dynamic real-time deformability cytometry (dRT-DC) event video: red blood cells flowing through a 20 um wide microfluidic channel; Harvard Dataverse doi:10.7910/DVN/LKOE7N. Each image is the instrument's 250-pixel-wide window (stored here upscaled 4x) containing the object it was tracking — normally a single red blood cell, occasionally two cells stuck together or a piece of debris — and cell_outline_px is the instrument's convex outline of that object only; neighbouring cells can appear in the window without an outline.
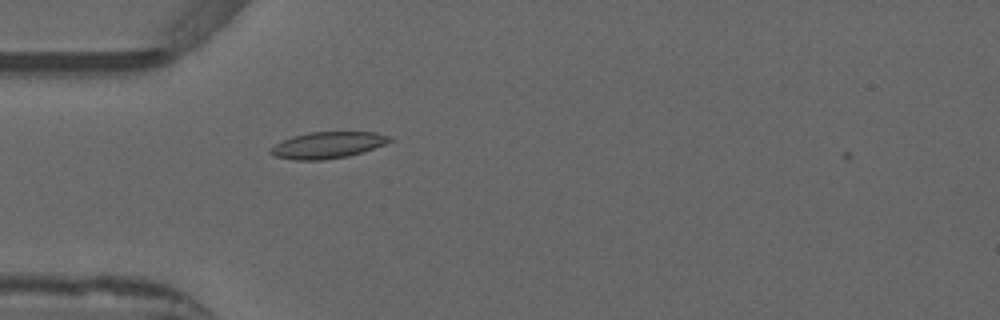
{"species": "common noctule bat (a hibernating species)", "species_latin": "Nyctalus noctula", "temperature_condition": "warm", "stored_images_in_passage": 2, "camera_frame_rate_fps": 3000, "um_per_image_px": 0.085, "animal": {"sex": "male", "forearm_length_mm": 52.5}, "frame": {"image": 1, "passage_image": 1, "time_ms": 0.0, "image_size_px": [1000, 320], "cell_outline_px": [[392, 140], [384, 144], [348, 156], [320, 160], [296, 160], [276, 156], [268, 152], [276, 144], [292, 136], [308, 132], [376, 132], [392, 136]], "centroid_in_image_um": [27.86, 12.32], "position_along_channel_um": 57.1, "area_um2": 18.09}}